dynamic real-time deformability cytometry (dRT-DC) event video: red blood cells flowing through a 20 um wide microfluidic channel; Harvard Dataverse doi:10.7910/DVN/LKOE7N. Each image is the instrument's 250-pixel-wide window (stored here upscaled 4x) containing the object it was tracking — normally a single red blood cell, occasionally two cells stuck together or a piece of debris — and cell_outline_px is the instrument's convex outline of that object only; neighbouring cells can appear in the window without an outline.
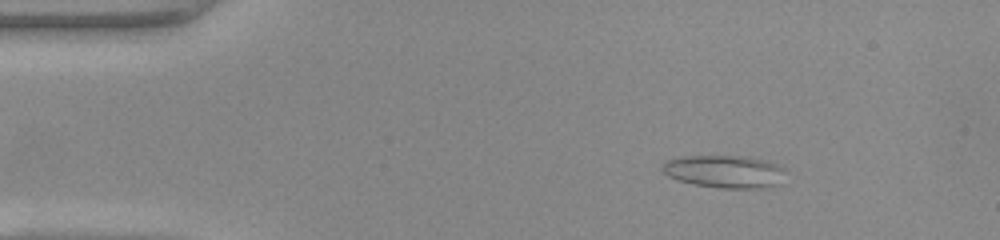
{"species": "common noctule bat (a hibernating species)", "species_latin": "Nyctalus noctula", "temperature_condition": "warm", "stored_images_in_passage": 46, "camera_frame_rate_fps": 3000, "um_per_image_px": 0.085, "animal": {"sex": "female", "body_mass_g": 22.0, "forearm_length_mm": 56.7}, "frame": {"image": 1, "passage_image": 3, "time_ms": 0.667, "image_size_px": [1000, 240], "cell_outline_px": [[784, 168], [780, 184], [760, 188], [720, 188], [692, 184], [676, 180], [668, 176], [660, 168], [668, 160], [684, 156], [748, 156], [768, 160]], "centroid_in_image_um": [61.58, 14.58], "position_along_channel_um": 23.4, "area_um2": 23.52}}
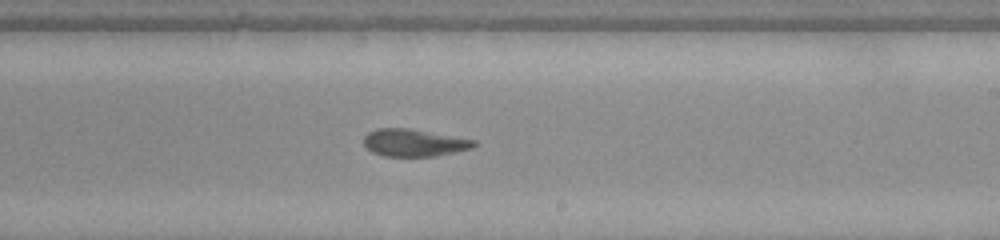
{"frame": {"image": 2, "passage_image": 25, "time_ms": 8.0, "image_size_px": [1000, 240], "cell_outline_px": [[476, 144], [472, 148], [436, 156], [384, 156], [372, 152], [364, 144], [364, 136], [368, 132], [376, 128], [408, 128], [476, 140]], "centroid_in_image_um": [35.17, 12.13], "position_along_channel_um": 253.8, "area_um2": 17.46}}
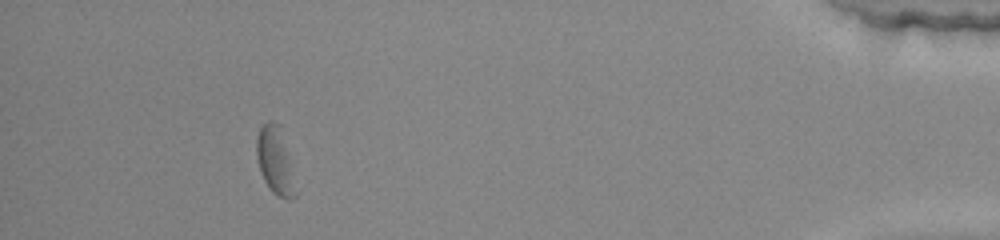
{"frame": {"image": 3, "passage_image": 41, "time_ms": 13.333, "image_size_px": [1000, 240], "cell_outline_px": [[300, 192], [296, 196], [288, 200], [284, 200], [276, 196], [272, 192], [264, 180], [260, 172], [256, 156], [256, 136], [260, 128], [264, 124], [272, 120], [280, 124]], "centroid_in_image_um": [23.44, 13.73], "position_along_channel_um": 411.8, "area_um2": 16.07}, "authors_computed_cell_mechanics": {"area_um2": 18.207, "velocity_mm_per_s": 4.1183, "shape_relaxation_time_tau1_ms": 7.5604, "shape_relaxation_time_tau2_ms": 5.6023, "deformation_change_tau1": 0.1759, "deformation_change_tau2": 0.1567}}